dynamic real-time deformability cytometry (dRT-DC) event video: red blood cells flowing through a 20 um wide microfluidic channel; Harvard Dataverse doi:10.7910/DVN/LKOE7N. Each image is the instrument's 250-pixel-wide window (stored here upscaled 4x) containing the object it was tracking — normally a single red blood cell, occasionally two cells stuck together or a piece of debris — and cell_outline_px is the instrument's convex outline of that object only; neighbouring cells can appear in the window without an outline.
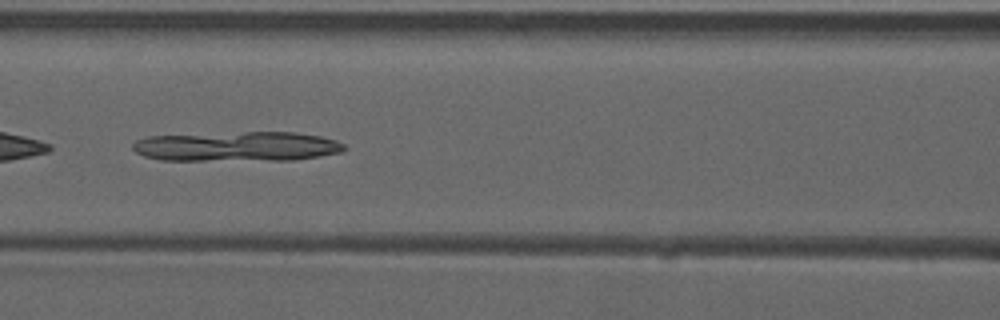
{"species": "common noctule bat (a hibernating species)", "species_latin": "Nyctalus noctula", "temperature_condition": "warm", "stored_images_in_passage": 52, "camera_frame_rate_fps": 3000, "um_per_image_px": 0.085, "animal": {"sex": "male", "forearm_length_mm": 52.5}, "frame": {"image": 1, "passage_image": 23, "time_ms": 7.333, "image_size_px": [1000, 320], "cell_outline_px": [[348, 148], [340, 152], [320, 156], [292, 160], [160, 160], [144, 156], [136, 152], [132, 148], [132, 144], [136, 140], [148, 136], [244, 132], [292, 132], [320, 136], [336, 140], [344, 144]], "centroid_in_image_um": [20.15, 12.45], "position_along_channel_um": 146.4, "area_um2": 36.7}}